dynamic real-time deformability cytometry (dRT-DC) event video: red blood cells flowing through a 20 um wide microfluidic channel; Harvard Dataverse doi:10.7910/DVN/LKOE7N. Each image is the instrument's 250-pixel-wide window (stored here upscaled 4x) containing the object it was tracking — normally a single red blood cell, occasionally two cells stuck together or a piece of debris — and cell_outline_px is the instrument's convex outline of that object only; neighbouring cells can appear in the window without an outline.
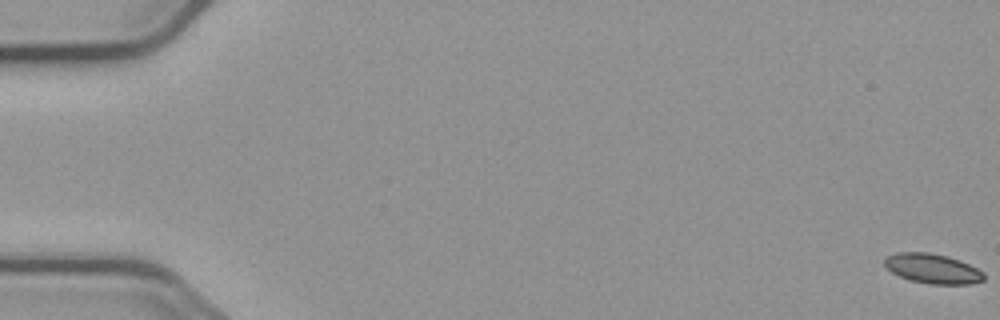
{"species": "common noctule bat (a hibernating species)", "species_latin": "Nyctalus noctula", "temperature_condition": "cold", "stored_images_in_passage": 6, "camera_frame_rate_fps": 3000, "um_per_image_px": 0.085, "animal": {"sex": "male", "body_mass_g": 23.1, "forearm_length_mm": 52.7}, "frame": {"image": 1, "passage_image": 1, "time_ms": 0.0, "image_size_px": [1000, 320], "cell_outline_px": [[984, 280], [972, 284], [928, 284], [908, 280], [892, 272], [884, 264], [884, 260], [888, 256], [896, 252], [928, 252], [948, 256], [960, 260], [984, 272]], "centroid_in_image_um": [79.28, 22.83], "position_along_channel_um": 5.7, "area_um2": 17.28}}
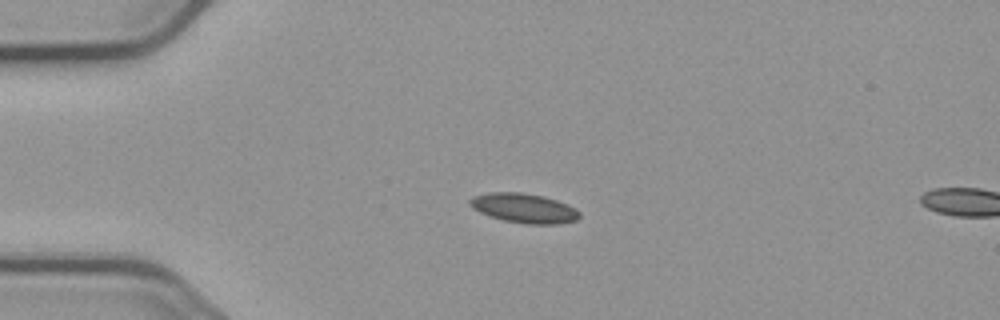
{"frame": {"image": 2, "passage_image": 5, "time_ms": 4.667, "image_size_px": [1000, 320], "cell_outline_px": [[580, 216], [576, 220], [556, 224], [524, 224], [504, 220], [480, 212], [472, 208], [468, 204], [468, 200], [472, 196], [488, 192], [520, 192], [544, 196], [556, 200], [576, 208], [580, 212]], "centroid_in_image_um": [44.52, 17.68], "position_along_channel_um": 40.5, "area_um2": 18.9}}